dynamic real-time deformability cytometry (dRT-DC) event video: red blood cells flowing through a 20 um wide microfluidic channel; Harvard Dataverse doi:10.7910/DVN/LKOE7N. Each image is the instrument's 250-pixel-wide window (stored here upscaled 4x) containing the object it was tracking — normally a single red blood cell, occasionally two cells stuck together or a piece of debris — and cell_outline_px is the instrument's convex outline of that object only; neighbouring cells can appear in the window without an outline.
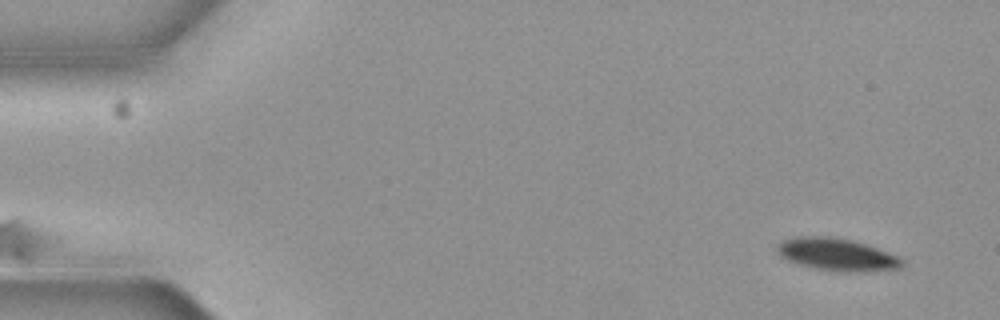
{"species": "common noctule bat (a hibernating species)", "species_latin": "Nyctalus noctula", "temperature_condition": "cold", "stored_images_in_passage": 4, "camera_frame_rate_fps": 3000, "um_per_image_px": 0.085, "animal": {"sex": "female", "body_mass_g": 19.3, "forearm_length_mm": 54.1}, "frame": {"image": 1, "passage_image": 1, "time_ms": 0.0, "image_size_px": [1000, 320], "cell_outline_px": [[904, 264], [900, 268], [864, 272], [840, 272], [816, 268], [800, 264], [788, 260], [780, 256], [776, 252], [776, 244], [784, 240], [796, 236], [832, 236], [852, 240], [868, 244], [900, 256], [904, 260]], "centroid_in_image_um": [71.17, 21.62], "position_along_channel_um": 13.8, "area_um2": 23.99}}
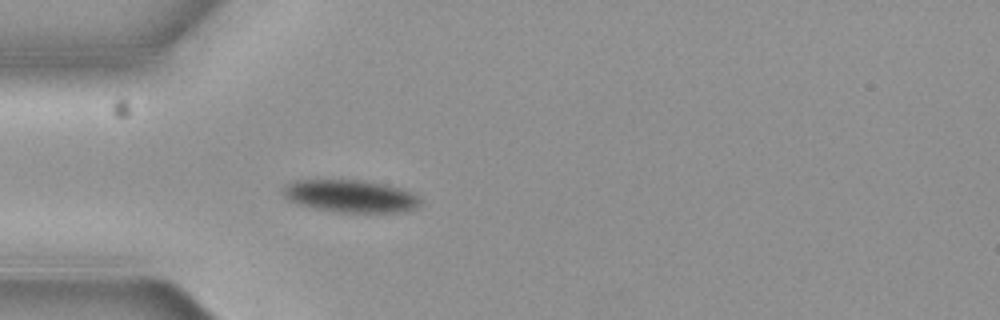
{"frame": {"image": 2, "passage_image": 4, "time_ms": 1.0, "image_size_px": [1000, 320], "cell_outline_px": [[420, 204], [416, 208], [400, 212], [336, 212], [296, 204], [288, 200], [280, 192], [284, 184], [292, 180], [360, 180], [400, 188], [416, 196], [420, 200]], "centroid_in_image_um": [29.68, 16.67], "position_along_channel_um": 55.3, "area_um2": 25.89}}